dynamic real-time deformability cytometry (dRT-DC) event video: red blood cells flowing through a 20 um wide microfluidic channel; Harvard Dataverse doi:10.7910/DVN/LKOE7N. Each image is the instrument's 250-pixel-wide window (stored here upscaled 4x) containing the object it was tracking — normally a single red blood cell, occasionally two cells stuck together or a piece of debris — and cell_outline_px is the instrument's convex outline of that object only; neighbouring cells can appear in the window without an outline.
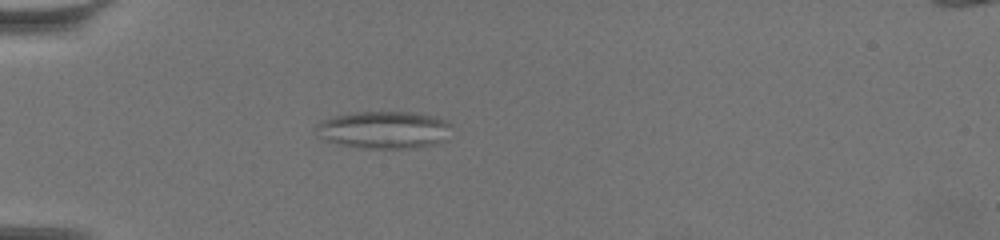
{"species": "common noctule bat (a hibernating species)", "species_latin": "Nyctalus noctula", "temperature_condition": "warm", "stored_images_in_passage": 30, "camera_frame_rate_fps": 3000, "um_per_image_px": 0.085, "animal": {"sex": "female", "body_mass_g": 19.5, "forearm_length_mm": 54.1}, "frame": {"image": 1, "passage_image": 1, "time_ms": 0.0, "image_size_px": [1000, 240], "cell_outline_px": [[448, 124], [444, 140], [432, 144], [416, 148], [356, 148], [328, 140], [316, 128], [324, 120], [332, 116], [360, 112], [408, 112], [428, 116], [444, 120]], "centroid_in_image_um": [32.62, 11.04], "position_along_channel_um": 52.4, "area_um2": 28.38}}
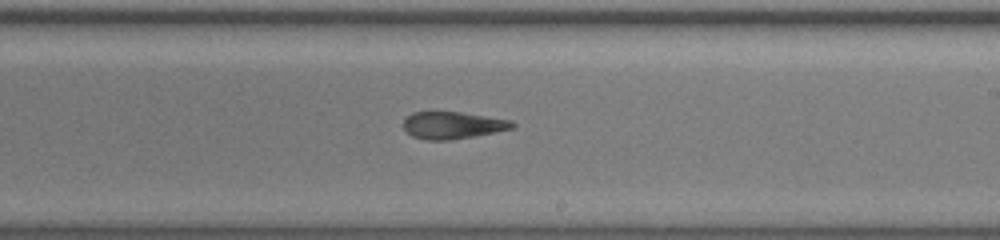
{"frame": {"image": 2, "passage_image": 15, "time_ms": 4.667, "image_size_px": [1000, 240], "cell_outline_px": [[516, 124], [512, 128], [472, 136], [448, 140], [424, 140], [412, 136], [404, 128], [404, 120], [412, 112], [460, 112], [512, 120]], "centroid_in_image_um": [38.46, 10.64], "position_along_channel_um": 250.5, "area_um2": 16.94}}
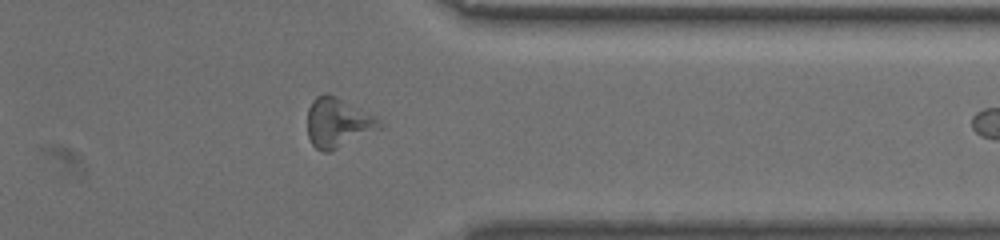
{"frame": {"image": 3, "passage_image": 27, "time_ms": 8.667, "image_size_px": [1000, 240], "cell_outline_px": [[380, 128], [328, 152], [324, 152], [316, 148], [312, 144], [308, 136], [308, 108], [312, 100], [316, 96], [324, 92], [328, 92], [376, 116], [380, 120]], "centroid_in_image_um": [28.68, 10.39], "position_along_channel_um": 382.7, "area_um2": 20.52}}